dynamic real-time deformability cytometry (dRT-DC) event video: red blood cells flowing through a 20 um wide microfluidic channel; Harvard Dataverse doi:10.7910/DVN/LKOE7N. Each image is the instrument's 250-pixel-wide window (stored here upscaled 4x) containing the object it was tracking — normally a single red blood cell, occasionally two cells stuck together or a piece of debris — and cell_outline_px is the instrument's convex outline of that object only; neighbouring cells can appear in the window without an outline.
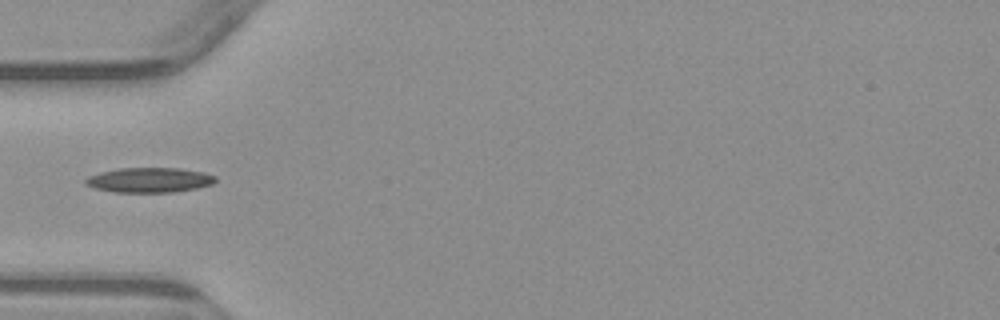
{"species": "common noctule bat (a hibernating species)", "species_latin": "Nyctalus noctula", "temperature_condition": "warm", "stored_images_in_passage": 1, "camera_frame_rate_fps": 3000, "um_per_image_px": 0.085, "animal": {"sex": "male", "body_mass_g": 23.1, "forearm_length_mm": 52.7}, "frame": {"image": 1, "passage_image": 1, "time_ms": 0.0, "image_size_px": [1000, 320], "cell_outline_px": [[216, 180], [212, 184], [196, 188], [172, 192], [116, 192], [92, 188], [84, 184], [84, 180], [88, 176], [100, 172], [120, 168], [180, 168], [204, 172], [216, 176]], "centroid_in_image_um": [12.67, 15.3], "position_along_channel_um": 72.3, "area_um2": 18.9}}